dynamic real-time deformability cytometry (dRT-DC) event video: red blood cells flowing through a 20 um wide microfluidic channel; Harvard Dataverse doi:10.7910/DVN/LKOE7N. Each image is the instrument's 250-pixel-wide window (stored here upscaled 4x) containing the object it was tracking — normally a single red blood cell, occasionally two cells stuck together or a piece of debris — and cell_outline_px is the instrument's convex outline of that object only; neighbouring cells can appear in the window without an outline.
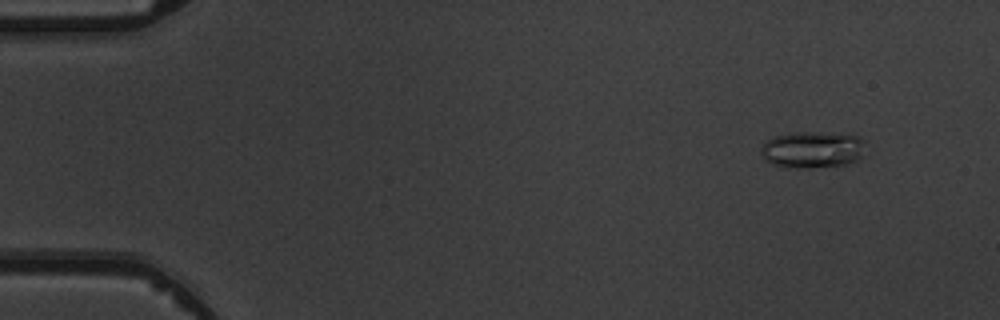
{"species": "common noctule bat (a hibernating species)", "species_latin": "Nyctalus noctula", "temperature_condition": "warm", "stored_images_in_passage": 6, "camera_frame_rate_fps": 3000, "um_per_image_px": 0.085, "animal": {"sex": "male", "body_mass_g": 19.5, "forearm_length_mm": 54.6}, "frame": {"image": 1, "passage_image": 2, "time_ms": 1.0, "image_size_px": [1000, 320], "cell_outline_px": [[864, 140], [860, 160], [844, 164], [808, 168], [784, 168], [772, 164], [764, 160], [760, 152], [760, 148], [764, 140], [776, 136], [792, 132], [808, 132], [860, 136]], "centroid_in_image_um": [68.98, 12.73], "position_along_channel_um": 16.0, "area_um2": 22.43}}